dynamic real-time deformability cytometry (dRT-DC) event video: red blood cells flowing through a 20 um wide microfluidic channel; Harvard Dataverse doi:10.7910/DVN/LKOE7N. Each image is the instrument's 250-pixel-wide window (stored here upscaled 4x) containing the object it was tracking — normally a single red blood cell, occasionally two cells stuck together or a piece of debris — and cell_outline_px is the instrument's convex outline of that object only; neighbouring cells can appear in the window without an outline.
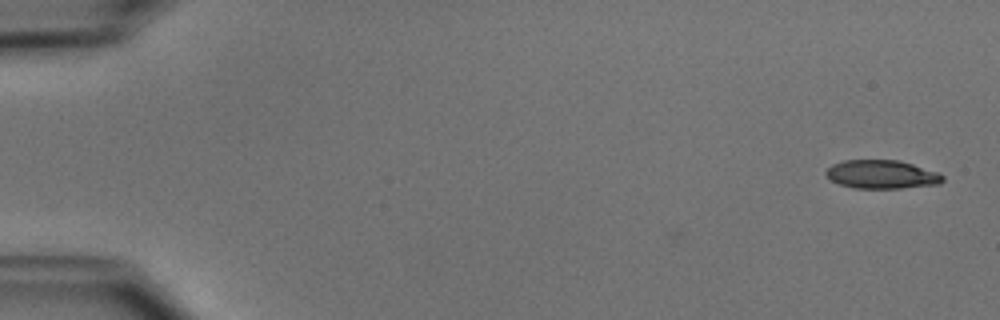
{"species": "common noctule bat (a hibernating species)", "species_latin": "Nyctalus noctula", "temperature_condition": "cold", "stored_images_in_passage": 3, "camera_frame_rate_fps": 3000, "um_per_image_px": 0.085, "animal": {"sex": "male", "body_mass_g": 15.6}, "frame": {"image": 1, "passage_image": 3, "time_ms": 0.667, "image_size_px": [1000, 320], "cell_outline_px": [[944, 180], [940, 184], [900, 188], [852, 188], [840, 184], [832, 180], [824, 172], [832, 164], [844, 160], [900, 160], [936, 172], [944, 176]], "centroid_in_image_um": [74.94, 14.82], "position_along_channel_um": 10.1, "area_um2": 19.31}}